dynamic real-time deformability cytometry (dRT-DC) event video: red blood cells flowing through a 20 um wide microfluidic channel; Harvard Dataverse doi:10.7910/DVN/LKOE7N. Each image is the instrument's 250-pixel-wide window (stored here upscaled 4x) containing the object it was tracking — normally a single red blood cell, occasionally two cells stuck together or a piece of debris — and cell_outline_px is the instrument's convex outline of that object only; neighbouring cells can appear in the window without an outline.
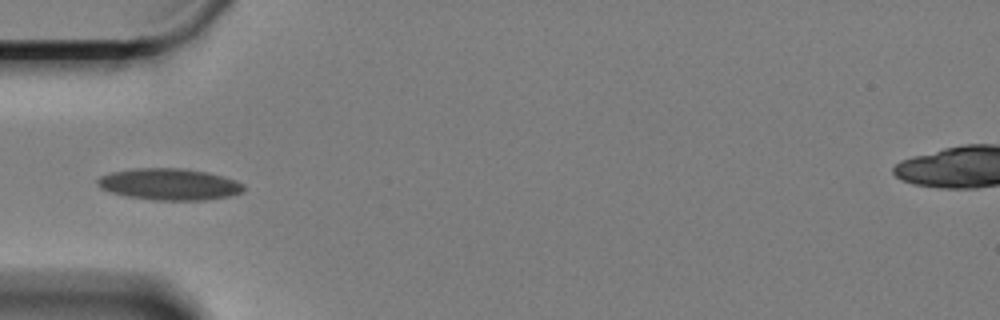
{"species": "Egyptian fruit bat (a non-hibernating species)", "species_latin": "Rousettus aegyptiacus", "temperature_condition": "cold", "stored_images_in_passage": 42, "camera_frame_rate_fps": 3000, "um_per_image_px": 0.085, "animal": {"sex": "female"}, "frame": {"image": 1, "passage_image": 1, "time_ms": 0.0, "image_size_px": [1000, 320], "cell_outline_px": [[244, 192], [228, 196], [208, 200], [156, 200], [124, 196], [100, 188], [96, 184], [96, 180], [100, 176], [112, 172], [132, 168], [184, 168], [208, 172], [224, 176], [236, 180], [244, 184]], "centroid_in_image_um": [14.4, 15.66], "position_along_channel_um": 70.6, "area_um2": 27.17}}
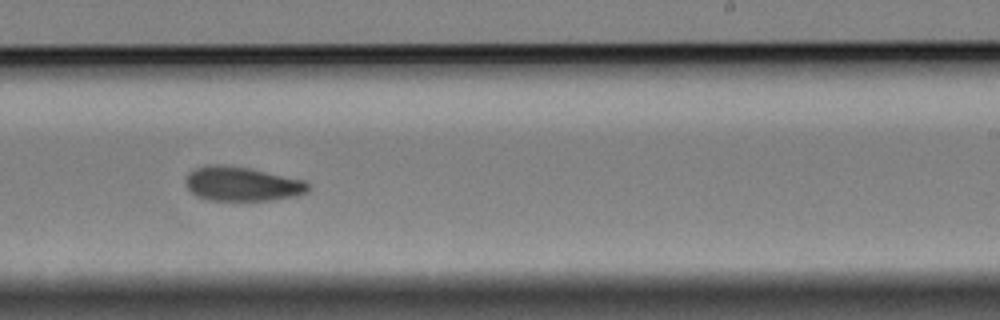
{"frame": {"image": 2, "passage_image": 19, "time_ms": 6.0, "image_size_px": [1000, 320], "cell_outline_px": [[312, 188], [308, 192], [300, 196], [272, 200], [208, 200], [196, 196], [188, 188], [184, 180], [188, 172], [204, 164], [220, 164], [248, 168], [304, 180]], "centroid_in_image_um": [20.58, 15.63], "position_along_channel_um": 268.4, "area_um2": 24.74}}
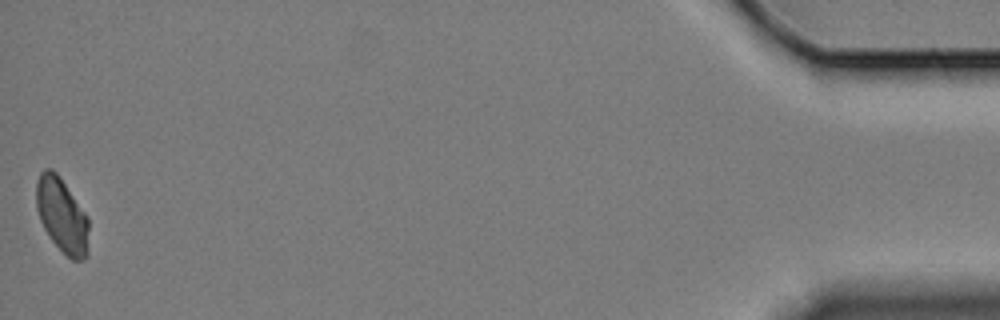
{"frame": {"image": 3, "passage_image": 42, "time_ms": 13.667, "image_size_px": [1000, 320], "cell_outline_px": [[88, 256], [84, 260], [72, 260], [52, 240], [44, 228], [40, 220], [36, 208], [36, 180], [40, 172], [44, 168], [52, 168], [60, 176], [88, 216]], "centroid_in_image_um": [5.27, 18.27], "position_along_channel_um": 429.9, "area_um2": 23.0}, "authors_computed_cell_mechanics": {"area_um2": 24.7673, "velocity_mm_per_s": 3.2857, "shape_relaxation_time_tau1_ms": 4.2951, "shape_relaxation_time_tau2_ms": 7.0614, "deformation_change_tau1": 0.1026, "deformation_change_tau2": 0.1223}}